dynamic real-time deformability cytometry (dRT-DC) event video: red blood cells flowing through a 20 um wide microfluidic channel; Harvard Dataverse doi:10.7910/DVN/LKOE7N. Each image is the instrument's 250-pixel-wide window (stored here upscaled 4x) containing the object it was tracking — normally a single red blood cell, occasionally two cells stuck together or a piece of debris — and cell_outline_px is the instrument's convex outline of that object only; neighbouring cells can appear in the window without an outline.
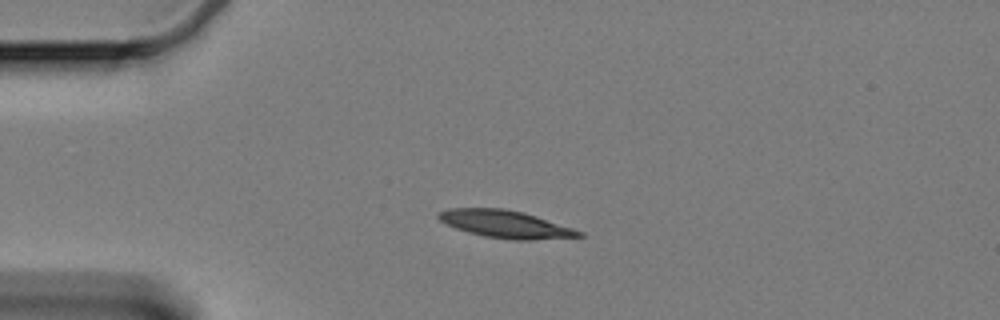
{"species": "Egyptian fruit bat (a non-hibernating species)", "species_latin": "Rousettus aegyptiacus", "temperature_condition": "cold", "stored_images_in_passage": 47, "camera_frame_rate_fps": 3000, "um_per_image_px": 0.085, "animal": {"sex": "female"}, "frame": {"image": 1, "passage_image": 1, "time_ms": 0.0, "image_size_px": [1000, 320], "cell_outline_px": [[584, 236], [532, 240], [512, 240], [484, 236], [468, 232], [456, 228], [440, 220], [436, 216], [440, 212], [448, 208], [504, 208], [524, 212], [584, 232]], "centroid_in_image_um": [42.97, 19.05], "position_along_channel_um": 42.0, "area_um2": 22.37}}
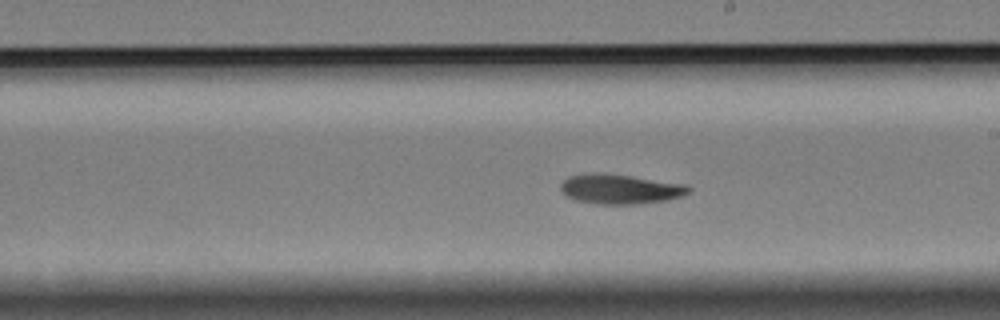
{"frame": {"image": 2, "passage_image": 21, "time_ms": 6.667, "image_size_px": [1000, 320], "cell_outline_px": [[692, 192], [684, 196], [668, 200], [636, 204], [596, 204], [576, 200], [564, 196], [560, 188], [560, 184], [568, 176], [592, 172], [600, 172], [632, 176], [688, 184], [692, 188]], "centroid_in_image_um": [52.75, 16.06], "position_along_channel_um": 236.3, "area_um2": 22.72}}
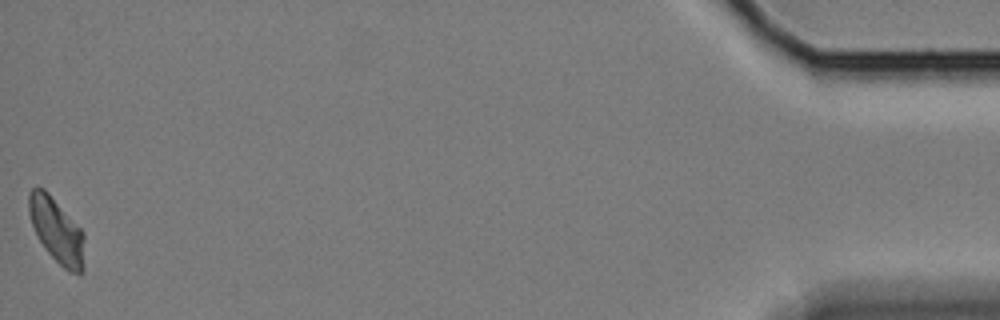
{"frame": {"image": 3, "passage_image": 47, "time_ms": 15.333, "image_size_px": [1000, 320], "cell_outline_px": [[84, 272], [80, 276], [68, 272], [44, 248], [32, 224], [28, 212], [28, 192], [32, 188], [44, 188], [48, 192], [84, 232]], "centroid_in_image_um": [4.84, 19.62], "position_along_channel_um": 430.4, "area_um2": 21.1}}